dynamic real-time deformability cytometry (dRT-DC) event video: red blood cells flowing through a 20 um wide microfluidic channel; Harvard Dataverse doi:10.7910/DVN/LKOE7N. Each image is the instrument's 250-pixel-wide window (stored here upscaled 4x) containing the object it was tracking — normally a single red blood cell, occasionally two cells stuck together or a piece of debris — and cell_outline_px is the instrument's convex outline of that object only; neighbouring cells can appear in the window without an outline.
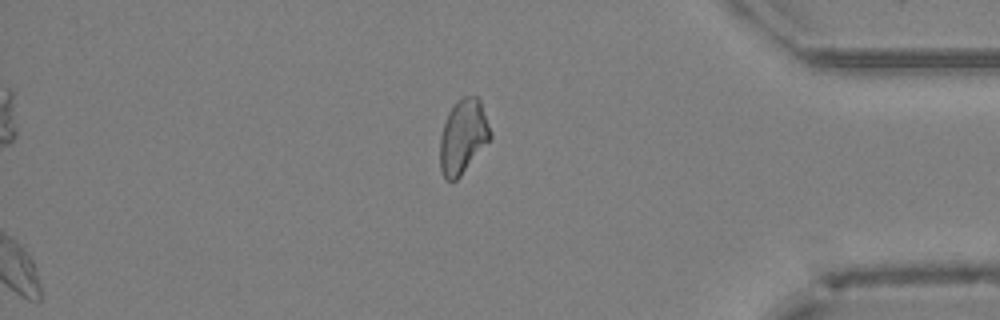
{"species": "Egyptian fruit bat (a non-hibernating species)", "species_latin": "Rousettus aegyptiacus", "temperature_condition": "cold", "stored_images_in_passage": 32, "segment_of_instrument_passage": [2, 2], "camera_frame_rate_fps": 3000, "um_per_image_px": 0.085, "animal": {"sex": "female"}, "frame": {"image": 1, "passage_image": 32, "time_ms": 10.333, "image_size_px": [1000, 320], "cell_outline_px": [[492, 140], [460, 176], [456, 180], [448, 180], [444, 176], [440, 168], [440, 136], [448, 112], [456, 100], [464, 96], [476, 96], [480, 100], [492, 132]], "centroid_in_image_um": [39.39, 11.6], "position_along_channel_um": 395.8, "area_um2": 22.02}}